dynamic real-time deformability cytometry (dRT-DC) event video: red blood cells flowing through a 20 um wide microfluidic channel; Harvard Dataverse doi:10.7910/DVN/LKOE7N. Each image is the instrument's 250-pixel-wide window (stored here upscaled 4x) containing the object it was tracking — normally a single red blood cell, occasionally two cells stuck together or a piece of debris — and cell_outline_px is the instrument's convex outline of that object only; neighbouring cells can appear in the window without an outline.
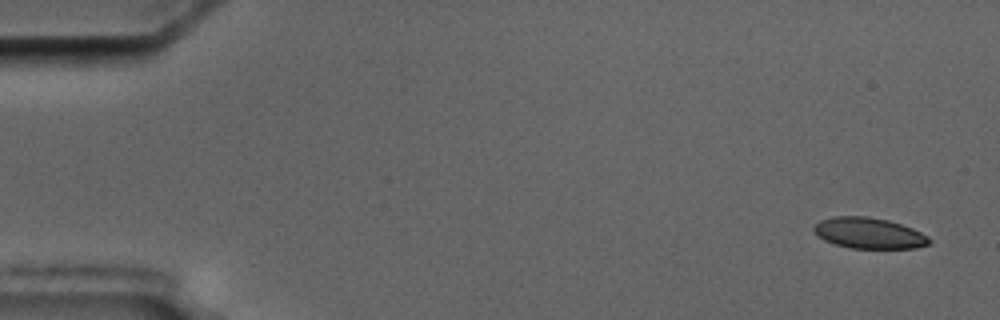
{"species": "common noctule bat (a hibernating species)", "species_latin": "Nyctalus noctula", "temperature_condition": "cold", "stored_images_in_passage": 5, "camera_frame_rate_fps": 3000, "um_per_image_px": 0.085, "animal": {"sex": "male", "body_mass_g": 17.5, "forearm_length_mm": 52.3}, "frame": {"image": 1, "passage_image": 1, "time_ms": 0.0, "image_size_px": [1000, 320], "cell_outline_px": [[932, 240], [928, 244], [916, 248], [852, 248], [836, 244], [824, 240], [812, 228], [820, 220], [832, 216], [868, 216], [888, 220], [912, 228], [928, 236]], "centroid_in_image_um": [73.87, 19.81], "position_along_channel_um": 11.1, "area_um2": 20.63}}
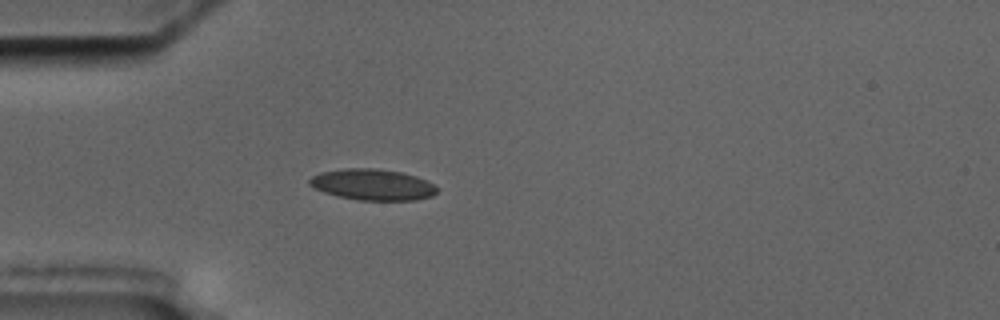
{"frame": {"image": 2, "passage_image": 5, "time_ms": 4.667, "image_size_px": [1000, 320], "cell_outline_px": [[436, 192], [432, 196], [416, 200], [360, 200], [340, 196], [324, 192], [308, 184], [308, 180], [312, 176], [320, 172], [344, 168], [372, 168], [400, 172], [416, 176], [432, 184], [436, 188]], "centroid_in_image_um": [31.64, 15.69], "position_along_channel_um": 53.4, "area_um2": 22.83}}